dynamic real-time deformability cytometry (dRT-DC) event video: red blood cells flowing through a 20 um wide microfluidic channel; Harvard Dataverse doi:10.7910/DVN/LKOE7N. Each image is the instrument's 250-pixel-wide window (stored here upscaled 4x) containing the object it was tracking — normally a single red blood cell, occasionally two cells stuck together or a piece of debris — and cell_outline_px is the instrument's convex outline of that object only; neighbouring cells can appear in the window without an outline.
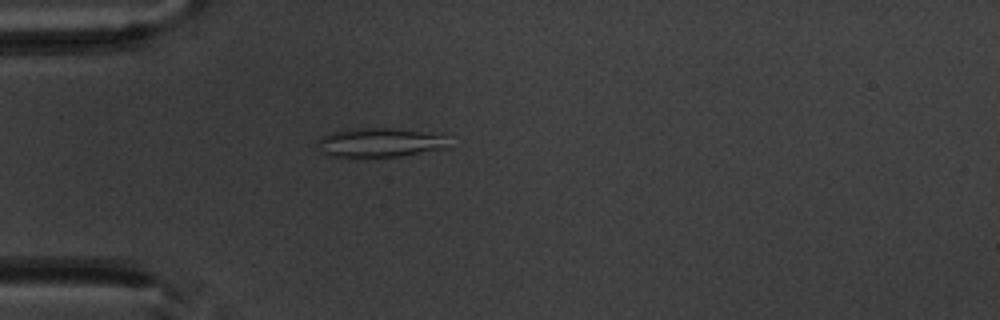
{"species": "common noctule bat (a hibernating species)", "species_latin": "Nyctalus noctula", "temperature_condition": "warm", "stored_images_in_passage": 2, "camera_frame_rate_fps": 3000, "um_per_image_px": 0.085, "animal": {"sex": "male", "body_mass_g": 20.1, "forearm_length_mm": 53.5}, "frame": {"image": 1, "passage_image": 2, "time_ms": 1.333, "image_size_px": [1000, 320], "cell_outline_px": [[452, 148], [400, 156], [332, 156], [324, 152], [316, 144], [320, 136], [332, 132], [348, 128], [396, 128], [440, 132], [444, 136]], "centroid_in_image_um": [32.4, 12.08], "position_along_channel_um": 52.6, "area_um2": 22.72}}